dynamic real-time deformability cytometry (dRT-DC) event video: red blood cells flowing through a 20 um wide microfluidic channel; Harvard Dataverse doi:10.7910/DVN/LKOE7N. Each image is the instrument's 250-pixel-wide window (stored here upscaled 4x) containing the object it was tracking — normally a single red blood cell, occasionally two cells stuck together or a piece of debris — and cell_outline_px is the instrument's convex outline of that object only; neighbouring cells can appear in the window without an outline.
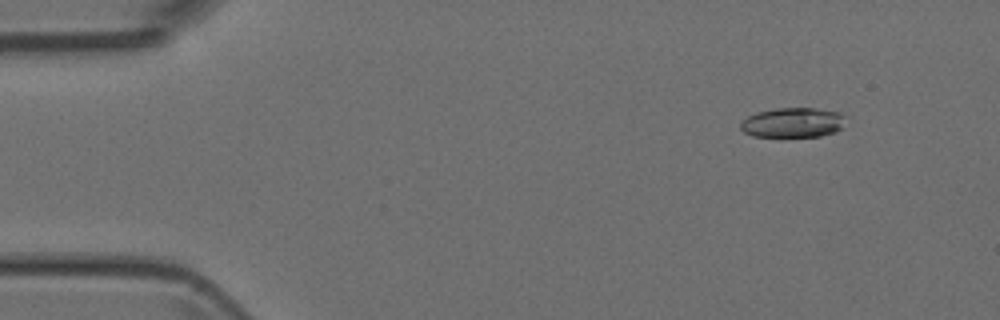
{"species": "Egyptian fruit bat (a non-hibernating species)", "species_latin": "Rousettus aegyptiacus", "temperature_condition": "room temperature", "stored_images_in_passage": 50, "camera_frame_rate_fps": 3000, "um_per_image_px": 0.085, "animal": {"sex": "female"}, "frame": {"image": 1, "passage_image": 5, "time_ms": 1.333, "image_size_px": [1000, 320], "cell_outline_px": [[844, 116], [840, 128], [836, 132], [820, 136], [752, 136], [744, 132], [740, 128], [740, 124], [748, 116], [756, 112], [776, 108], [816, 108], [840, 112]], "centroid_in_image_um": [67.37, 10.41], "position_along_channel_um": 17.6, "area_um2": 18.09}}
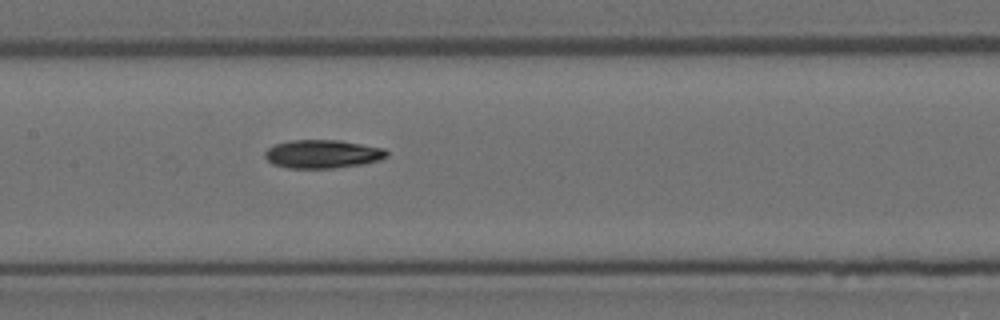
{"frame": {"image": 2, "passage_image": 24, "time_ms": 7.667, "image_size_px": [1000, 320], "cell_outline_px": [[388, 156], [380, 160], [364, 164], [332, 168], [288, 168], [272, 164], [264, 156], [264, 152], [268, 148], [276, 144], [292, 140], [340, 140], [384, 148], [388, 152]], "centroid_in_image_um": [27.43, 13.09], "position_along_channel_um": 180.0, "area_um2": 20.23}}
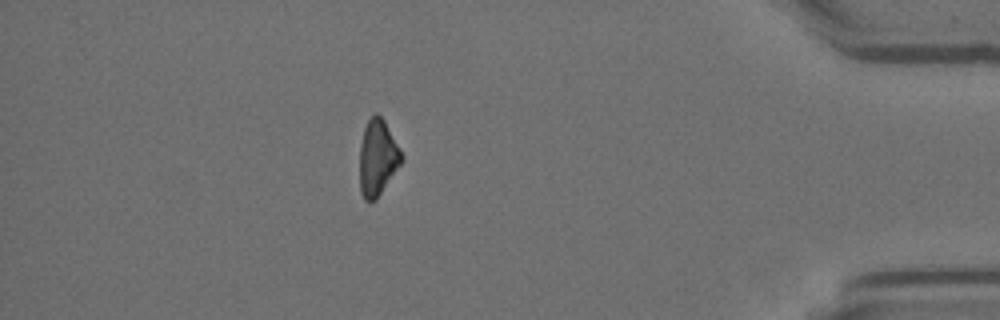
{"frame": {"image": 3, "passage_image": 44, "time_ms": 14.333, "image_size_px": [1000, 320], "cell_outline_px": [[404, 160], [376, 200], [364, 200], [360, 192], [360, 144], [364, 128], [368, 120], [376, 112], [384, 120], [400, 148], [404, 156]], "centroid_in_image_um": [32.11, 13.41], "position_along_channel_um": 403.1, "area_um2": 18.61}}